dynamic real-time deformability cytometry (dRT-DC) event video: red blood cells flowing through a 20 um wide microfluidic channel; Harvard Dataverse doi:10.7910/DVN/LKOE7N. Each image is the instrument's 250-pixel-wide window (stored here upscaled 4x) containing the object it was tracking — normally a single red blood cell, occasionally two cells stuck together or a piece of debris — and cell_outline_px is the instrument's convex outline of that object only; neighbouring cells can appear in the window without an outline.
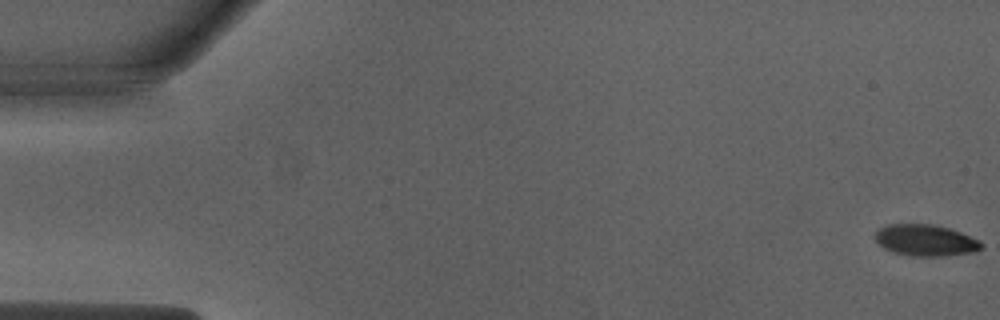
{"species": "Egyptian fruit bat (a non-hibernating species)", "species_latin": "Rousettus aegyptiacus", "temperature_condition": "warm", "stored_images_in_passage": 32, "camera_frame_rate_fps": 3000, "um_per_image_px": 0.085, "animal": {"sex": "male"}, "frame": {"image": 1, "passage_image": 1, "time_ms": 0.0, "image_size_px": [1000, 320], "cell_outline_px": [[984, 248], [976, 252], [940, 256], [912, 256], [896, 252], [884, 248], [872, 236], [876, 228], [888, 224], [932, 224], [948, 228], [960, 232], [980, 240], [984, 244]], "centroid_in_image_um": [78.67, 20.41], "position_along_channel_um": 6.3, "area_um2": 19.65}}
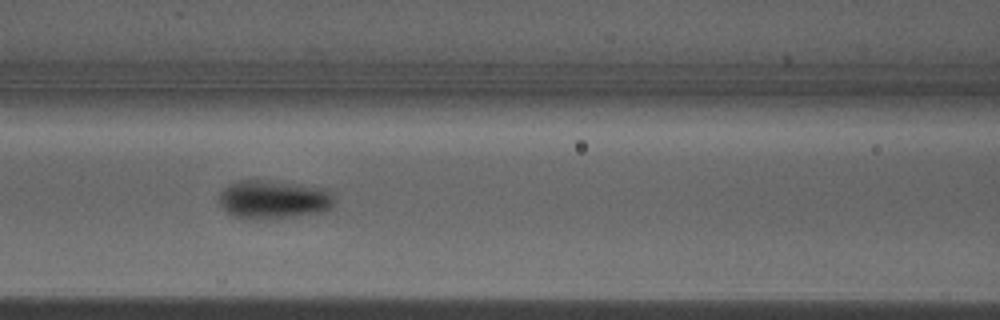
{"frame": {"image": 2, "passage_image": 23, "time_ms": 7.333, "image_size_px": [1000, 320], "cell_outline_px": [[336, 200], [332, 208], [324, 212], [256, 220], [232, 216], [220, 204], [220, 192], [228, 184], [240, 180], [260, 180], [328, 188], [332, 192]], "centroid_in_image_um": [23.29, 16.96], "position_along_channel_um": 143.3, "area_um2": 25.95}}
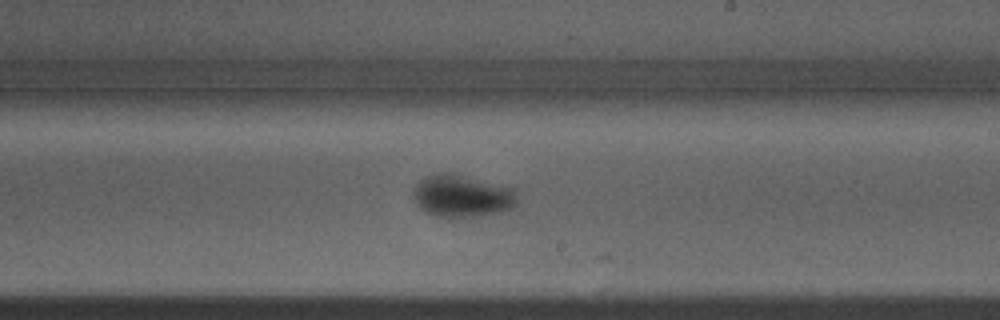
{"frame": {"image": 3, "passage_image": 31, "time_ms": 10.0, "image_size_px": [1000, 320], "cell_outline_px": [[516, 204], [512, 208], [500, 212], [476, 216], [436, 216], [424, 212], [416, 200], [416, 184], [420, 180], [436, 172], [440, 172], [516, 188]], "centroid_in_image_um": [39.31, 16.67], "position_along_channel_um": 249.7, "area_um2": 24.74}}